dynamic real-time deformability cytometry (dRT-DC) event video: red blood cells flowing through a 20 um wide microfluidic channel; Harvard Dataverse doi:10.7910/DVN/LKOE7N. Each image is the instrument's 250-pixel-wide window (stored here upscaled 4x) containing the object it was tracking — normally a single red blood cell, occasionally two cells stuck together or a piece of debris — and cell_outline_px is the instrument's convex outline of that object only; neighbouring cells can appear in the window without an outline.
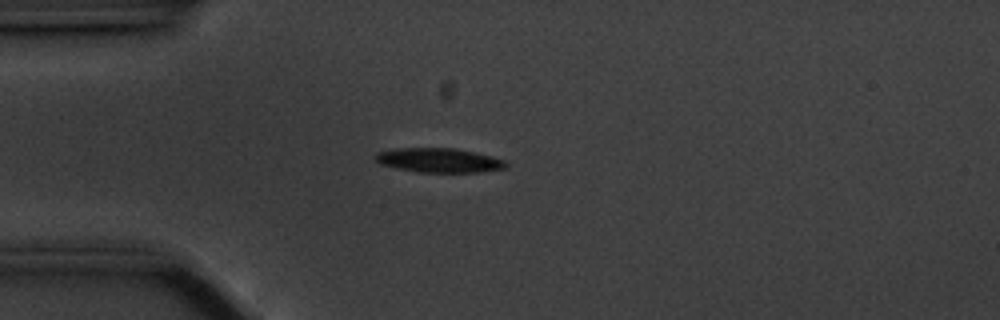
{"species": "common noctule bat (a hibernating species)", "species_latin": "Nyctalus noctula", "temperature_condition": "cold", "stored_images_in_passage": 43, "camera_frame_rate_fps": 3000, "um_per_image_px": 0.085, "animal": {"sex": "male", "body_mass_g": 20.1, "forearm_length_mm": 53.5}, "frame": {"image": 1, "passage_image": 1, "time_ms": 0.0, "image_size_px": [1000, 320], "cell_outline_px": [[508, 168], [480, 172], [416, 172], [396, 168], [380, 164], [376, 160], [376, 152], [396, 148], [452, 148], [492, 156], [504, 160], [508, 164]], "centroid_in_image_um": [37.32, 13.63], "position_along_channel_um": 47.7, "area_um2": 18.5}}
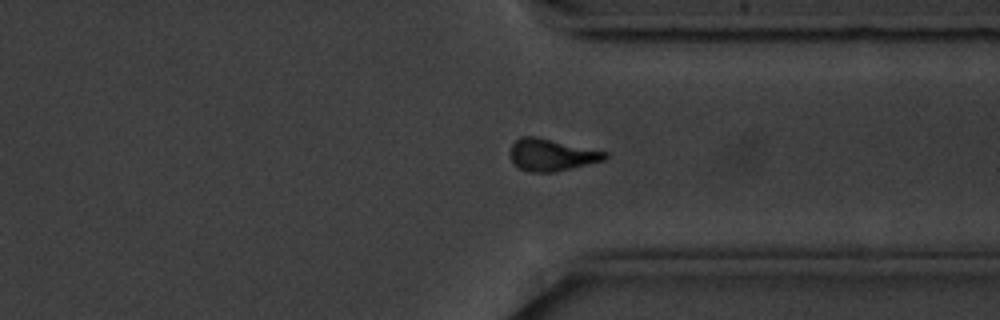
{"frame": {"image": 2, "passage_image": 29, "time_ms": 9.333, "image_size_px": [1000, 320], "cell_outline_px": [[608, 156], [604, 160], [556, 172], [528, 172], [520, 168], [512, 160], [512, 144], [520, 136], [536, 136], [608, 152]], "centroid_in_image_um": [46.91, 13.16], "position_along_channel_um": 364.5, "area_um2": 17.51}}
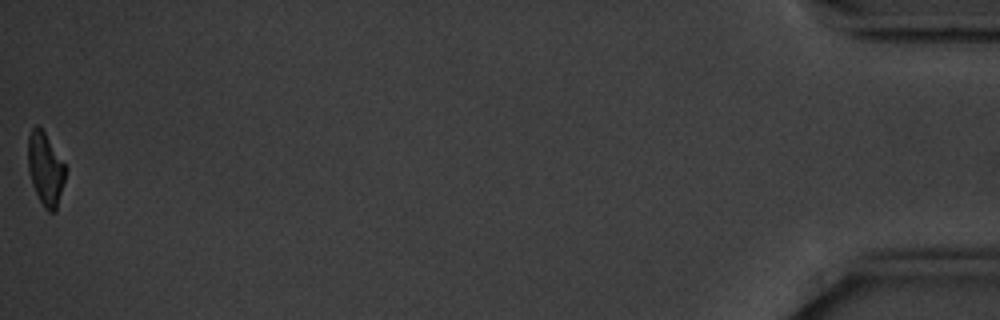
{"frame": {"image": 3, "passage_image": 43, "time_ms": 14.0, "image_size_px": [1000, 320], "cell_outline_px": [[68, 168], [56, 212], [48, 212], [44, 208], [32, 184], [28, 172], [28, 136], [32, 128], [36, 124], [44, 132]], "centroid_in_image_um": [3.88, 14.38], "position_along_channel_um": 431.3, "area_um2": 16.07}, "authors_computed_cell_mechanics": {"area_um2": 18.0914, "velocity_mm_per_s": 3.5279, "shape_relaxation_time_tau1_ms": 3.2074, "shape_relaxation_time_tau2_ms": 11.062, "deformation_change_tau1": 0.1174, "deformation_change_tau2": 0.1796}}